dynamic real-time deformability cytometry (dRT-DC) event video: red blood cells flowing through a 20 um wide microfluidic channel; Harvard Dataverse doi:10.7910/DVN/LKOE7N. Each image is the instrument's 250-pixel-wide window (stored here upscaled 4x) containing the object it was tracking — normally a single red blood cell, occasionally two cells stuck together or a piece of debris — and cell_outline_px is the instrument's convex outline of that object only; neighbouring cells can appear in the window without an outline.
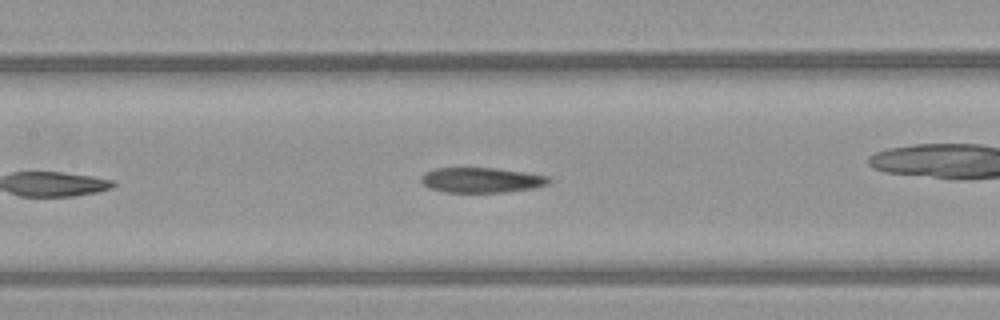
{"species": "common noctule bat (a hibernating species)", "species_latin": "Nyctalus noctula", "temperature_condition": "warm", "stored_images_in_passage": 41, "camera_frame_rate_fps": 3000, "um_per_image_px": 0.085, "animal": {"sex": "female", "body_mass_g": 21.9}, "frame": {"image": 1, "passage_image": 12, "time_ms": 3.667, "image_size_px": [1000, 320], "cell_outline_px": [[552, 180], [548, 184], [532, 188], [504, 192], [444, 192], [428, 188], [420, 180], [420, 176], [424, 172], [436, 168], [496, 168], [524, 172], [548, 176]], "centroid_in_image_um": [40.89, 15.3], "position_along_channel_um": 166.5, "area_um2": 18.73}}
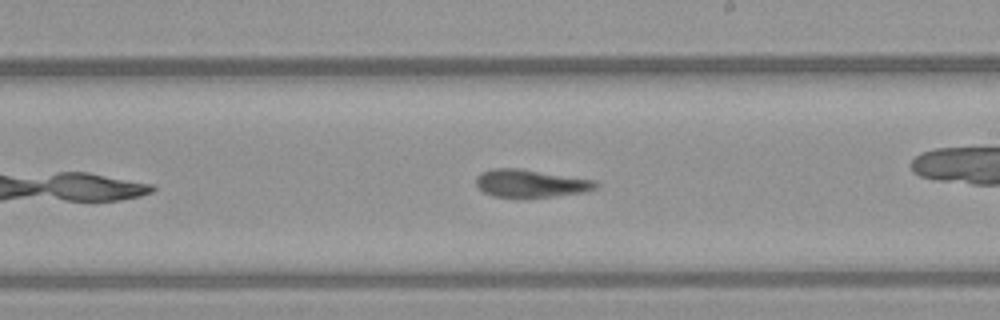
{"frame": {"image": 2, "passage_image": 18, "time_ms": 5.667, "image_size_px": [1000, 320], "cell_outline_px": [[600, 184], [596, 188], [584, 192], [552, 196], [492, 196], [484, 192], [476, 184], [476, 176], [480, 172], [492, 168], [520, 168], [596, 180]], "centroid_in_image_um": [45.11, 15.56], "position_along_channel_um": 243.9, "area_um2": 19.19}}
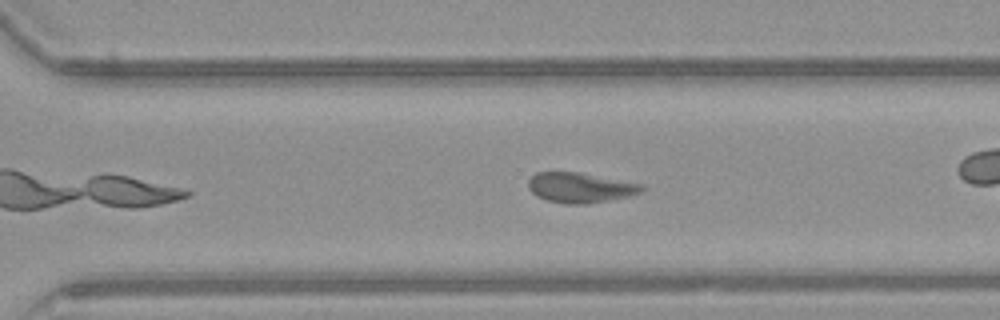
{"frame": {"image": 3, "passage_image": 24, "time_ms": 7.667, "image_size_px": [1000, 320], "cell_outline_px": [[644, 192], [628, 196], [608, 200], [584, 204], [564, 204], [548, 200], [536, 196], [528, 188], [528, 180], [536, 172], [576, 172], [644, 184]], "centroid_in_image_um": [49.32, 15.95], "position_along_channel_um": 321.3, "area_um2": 19.83}, "authors_computed_cell_mechanics": {"area_um2": 20.23, "velocity_mm_per_s": 3.8846, "shape_relaxation_time_tau1_ms": null, "shape_relaxation_time_tau2_ms": 2.2897, "deformation_change_tau1": null, "deformation_change_tau2": 0.0963}}